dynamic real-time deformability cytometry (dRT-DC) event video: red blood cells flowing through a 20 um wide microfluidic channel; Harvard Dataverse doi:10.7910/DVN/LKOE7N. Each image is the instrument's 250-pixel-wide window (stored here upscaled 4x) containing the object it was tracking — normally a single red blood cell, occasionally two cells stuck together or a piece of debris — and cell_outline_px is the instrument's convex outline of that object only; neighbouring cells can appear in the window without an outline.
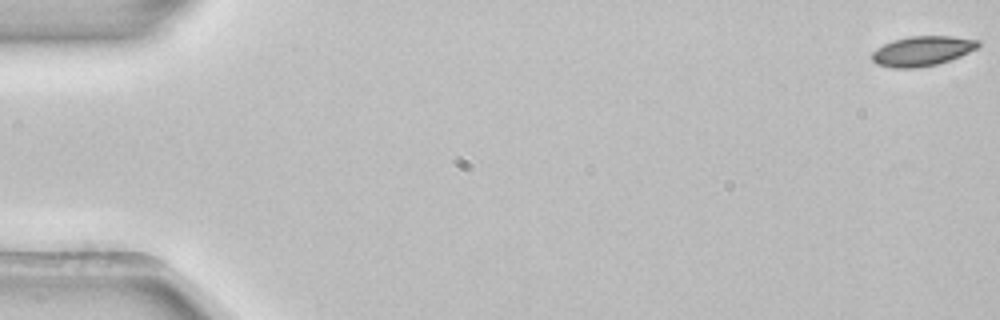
{"species": "common noctule bat (a hibernating species)", "species_latin": "Nyctalus noctula", "temperature_condition": "room temperature", "stored_images_in_passage": 5, "camera_frame_rate_fps": 3000, "um_per_image_px": 0.085, "animal": {"sex": "female", "body_mass_g": 22.7, "forearm_length_mm": 54.2}, "frame": {"image": 1, "passage_image": 1, "time_ms": 0.0, "image_size_px": [1000, 320], "cell_outline_px": [[980, 44], [976, 48], [960, 56], [936, 64], [916, 68], [892, 68], [876, 64], [872, 60], [872, 52], [876, 48], [884, 44], [896, 40], [912, 36], [952, 36], [980, 40]], "centroid_in_image_um": [78.37, 4.34], "position_along_channel_um": 6.6, "area_um2": 18.26}}
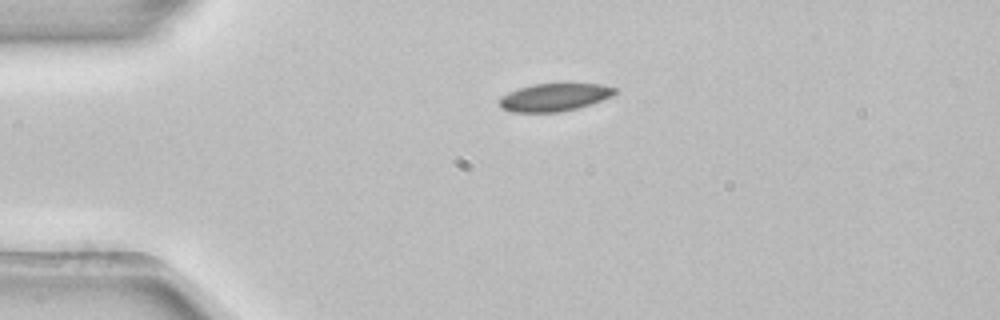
{"frame": {"image": 2, "passage_image": 4, "time_ms": 1.0, "image_size_px": [1000, 320], "cell_outline_px": [[616, 92], [612, 96], [592, 104], [560, 112], [512, 112], [500, 108], [500, 96], [508, 92], [532, 84], [600, 84], [616, 88]], "centroid_in_image_um": [47.1, 8.27], "position_along_channel_um": 37.9, "area_um2": 18.61}}